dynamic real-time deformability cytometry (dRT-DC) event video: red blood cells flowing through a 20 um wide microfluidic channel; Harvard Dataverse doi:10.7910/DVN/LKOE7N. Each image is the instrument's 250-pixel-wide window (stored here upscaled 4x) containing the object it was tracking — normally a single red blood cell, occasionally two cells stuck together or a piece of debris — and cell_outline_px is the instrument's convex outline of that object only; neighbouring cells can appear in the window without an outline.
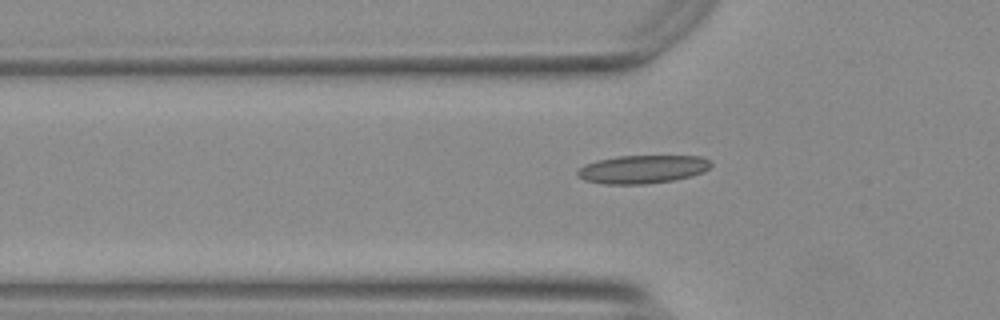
{"species": "Egyptian fruit bat (a non-hibernating species)", "species_latin": "Rousettus aegyptiacus", "temperature_condition": "warm", "stored_images_in_passage": 40, "camera_frame_rate_fps": 3000, "um_per_image_px": 0.085, "animal": {"sex": "female"}, "frame": {"image": 1, "passage_image": 5, "time_ms": 1.333, "image_size_px": [1000, 320], "cell_outline_px": [[712, 164], [704, 172], [692, 176], [672, 180], [644, 184], [604, 184], [584, 180], [576, 172], [584, 164], [596, 160], [620, 156], [700, 156], [708, 160]], "centroid_in_image_um": [54.61, 14.38], "position_along_channel_um": 71.2, "area_um2": 21.85}}
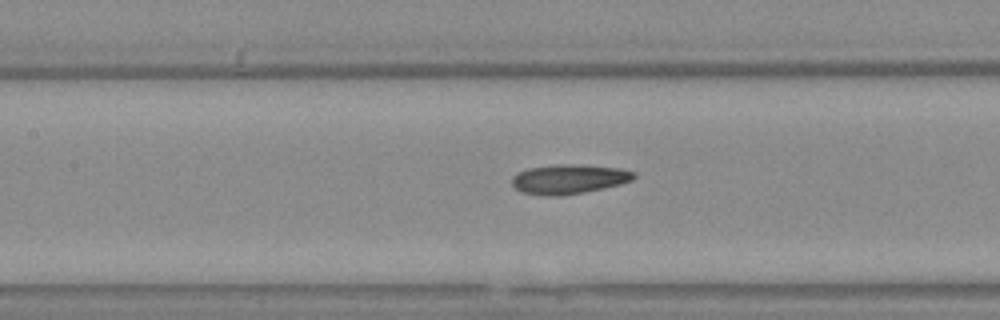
{"frame": {"image": 2, "passage_image": 12, "time_ms": 3.667, "image_size_px": [1000, 320], "cell_outline_px": [[636, 176], [632, 180], [620, 184], [584, 192], [560, 196], [548, 196], [524, 192], [516, 188], [512, 184], [512, 176], [528, 168], [556, 164], [572, 164], [620, 168], [636, 172]], "centroid_in_image_um": [48.37, 15.22], "position_along_channel_um": 159.0, "area_um2": 20.81}}
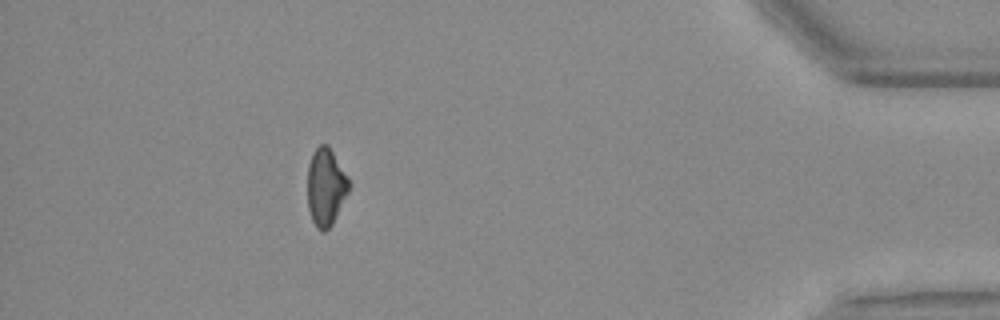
{"frame": {"image": 3, "passage_image": 36, "time_ms": 11.667, "image_size_px": [1000, 320], "cell_outline_px": [[352, 184], [332, 224], [324, 232], [316, 228], [312, 220], [308, 208], [308, 164], [316, 148], [320, 144], [328, 144], [348, 176]], "centroid_in_image_um": [27.71, 15.88], "position_along_channel_um": 407.5, "area_um2": 18.73}}